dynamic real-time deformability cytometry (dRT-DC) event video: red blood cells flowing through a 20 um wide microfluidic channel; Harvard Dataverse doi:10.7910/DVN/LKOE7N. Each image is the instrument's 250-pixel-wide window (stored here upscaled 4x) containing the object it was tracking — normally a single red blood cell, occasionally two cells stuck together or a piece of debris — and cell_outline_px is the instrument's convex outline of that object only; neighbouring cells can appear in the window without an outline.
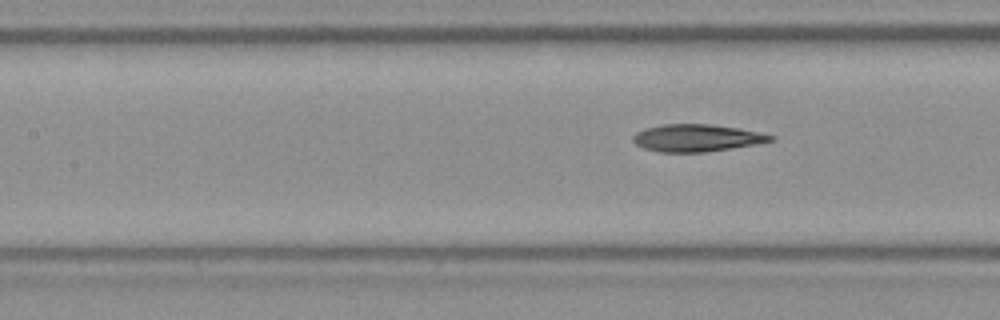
{"species": "Egyptian fruit bat (a non-hibernating species)", "species_latin": "Rousettus aegyptiacus", "temperature_condition": "room temperature", "stored_images_in_passage": 8, "segment_of_instrument_passage": [2, 2], "camera_frame_rate_fps": 3000, "um_per_image_px": 0.085, "frame": {"image": 1, "passage_image": 8, "time_ms": 2.333, "image_size_px": [1000, 320], "cell_outline_px": [[776, 140], [756, 144], [732, 148], [704, 152], [660, 152], [644, 148], [636, 144], [632, 140], [632, 136], [636, 132], [644, 128], [664, 124], [712, 124], [740, 128], [760, 132], [776, 136]], "centroid_in_image_um": [59.25, 11.72], "position_along_channel_um": 148.2, "area_um2": 22.02}}